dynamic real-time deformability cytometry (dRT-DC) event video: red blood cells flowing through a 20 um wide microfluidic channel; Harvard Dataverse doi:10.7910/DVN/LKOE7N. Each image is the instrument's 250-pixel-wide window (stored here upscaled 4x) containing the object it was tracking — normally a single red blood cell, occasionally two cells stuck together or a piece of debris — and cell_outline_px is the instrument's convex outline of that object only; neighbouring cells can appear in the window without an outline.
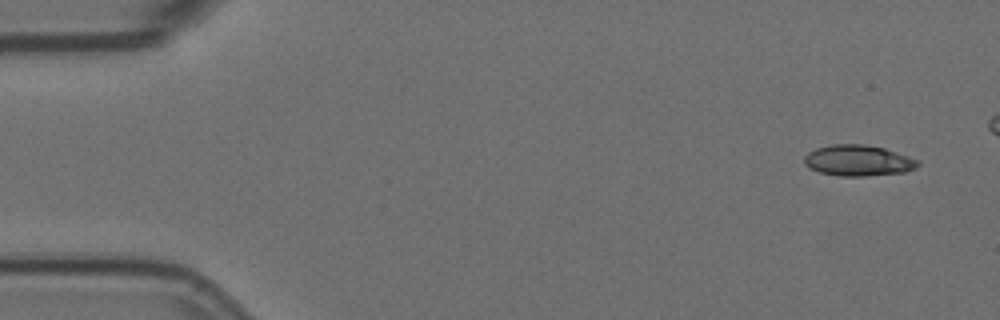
{"species": "Egyptian fruit bat (a non-hibernating species)", "species_latin": "Rousettus aegyptiacus", "temperature_condition": "room temperature", "stored_images_in_passage": 6, "camera_frame_rate_fps": 3000, "um_per_image_px": 0.085, "animal": {"sex": "female"}, "frame": {"image": 1, "passage_image": 1, "time_ms": 0.0, "image_size_px": [1000, 320], "cell_outline_px": [[920, 164], [916, 168], [904, 172], [864, 176], [840, 176], [820, 172], [808, 168], [804, 164], [804, 156], [808, 152], [816, 148], [832, 144], [864, 144], [884, 148], [908, 156], [916, 160]], "centroid_in_image_um": [72.91, 13.64], "position_along_channel_um": 12.1, "area_um2": 20.46}}
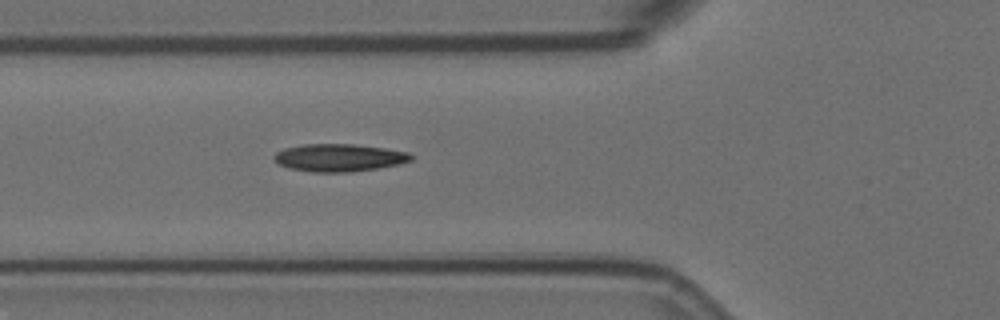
{"frame": {"image": 2, "passage_image": 6, "time_ms": 1.667, "image_size_px": [1000, 320], "cell_outline_px": [[416, 156], [412, 160], [400, 164], [380, 168], [352, 172], [312, 172], [288, 168], [280, 164], [272, 156], [276, 152], [284, 148], [304, 144], [352, 144], [384, 148], [408, 152]], "centroid_in_image_um": [28.86, 13.41], "position_along_channel_um": 96.9, "area_um2": 22.2}}